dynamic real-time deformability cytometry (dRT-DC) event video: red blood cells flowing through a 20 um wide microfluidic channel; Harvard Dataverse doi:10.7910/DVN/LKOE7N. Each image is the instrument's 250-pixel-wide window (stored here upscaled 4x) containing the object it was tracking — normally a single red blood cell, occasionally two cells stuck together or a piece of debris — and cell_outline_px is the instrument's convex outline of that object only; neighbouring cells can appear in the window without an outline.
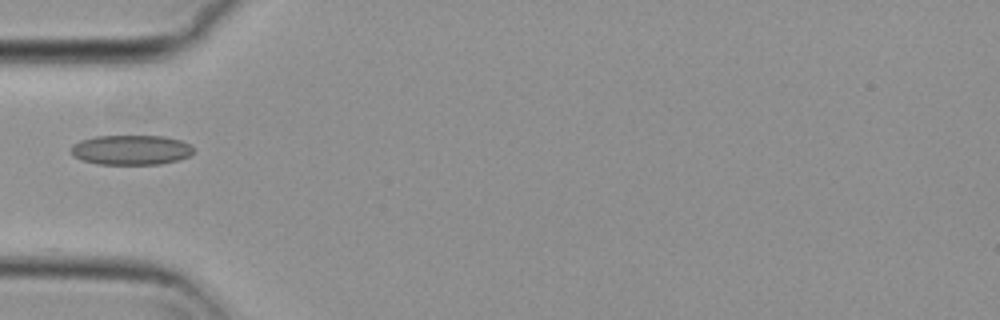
{"species": "common noctule bat (a hibernating species)", "species_latin": "Nyctalus noctula", "temperature_condition": "cold", "stored_images_in_passage": 31, "camera_frame_rate_fps": 3000, "um_per_image_px": 0.085, "animal": {"sex": "female", "body_mass_g": 29.2, "forearm_length_mm": 56.3}, "frame": {"image": 1, "passage_image": 1, "time_ms": 0.0, "image_size_px": [1000, 320], "cell_outline_px": [[192, 152], [188, 156], [176, 160], [160, 164], [96, 164], [80, 160], [72, 156], [72, 144], [80, 140], [96, 136], [164, 136], [180, 140], [188, 144], [192, 148]], "centroid_in_image_um": [11.07, 12.74], "position_along_channel_um": 73.9, "area_um2": 21.21}}
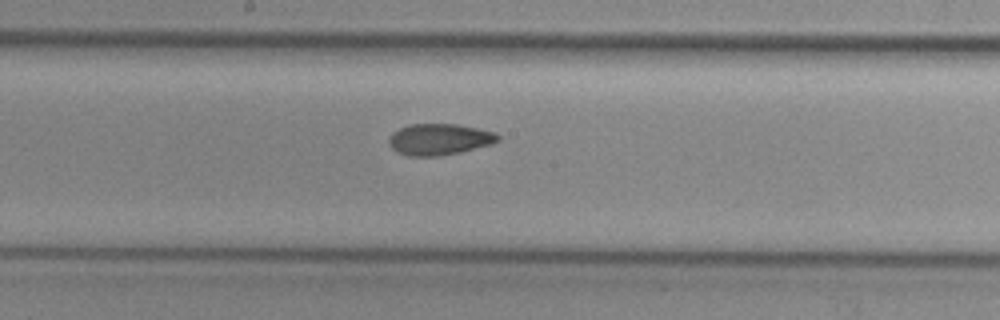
{"frame": {"image": 2, "passage_image": 12, "time_ms": 3.667, "image_size_px": [1000, 320], "cell_outline_px": [[500, 140], [492, 144], [460, 152], [436, 156], [408, 156], [396, 152], [388, 144], [388, 136], [392, 132], [408, 124], [456, 124], [496, 132], [500, 136]], "centroid_in_image_um": [37.32, 11.84], "position_along_channel_um": 210.9, "area_um2": 20.06}}
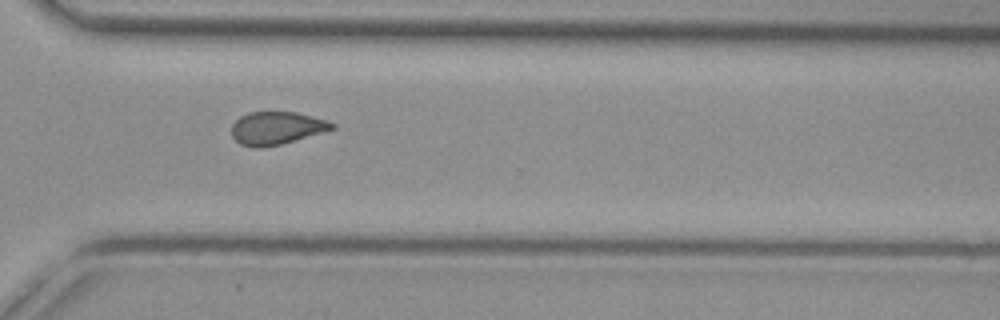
{"frame": {"image": 3, "passage_image": 23, "time_ms": 7.333, "image_size_px": [1000, 320], "cell_outline_px": [[336, 128], [324, 132], [280, 144], [264, 148], [252, 148], [240, 144], [232, 136], [232, 124], [240, 116], [248, 112], [296, 112], [328, 120], [336, 124]], "centroid_in_image_um": [23.51, 10.89], "position_along_channel_um": 347.1, "area_um2": 19.36}}